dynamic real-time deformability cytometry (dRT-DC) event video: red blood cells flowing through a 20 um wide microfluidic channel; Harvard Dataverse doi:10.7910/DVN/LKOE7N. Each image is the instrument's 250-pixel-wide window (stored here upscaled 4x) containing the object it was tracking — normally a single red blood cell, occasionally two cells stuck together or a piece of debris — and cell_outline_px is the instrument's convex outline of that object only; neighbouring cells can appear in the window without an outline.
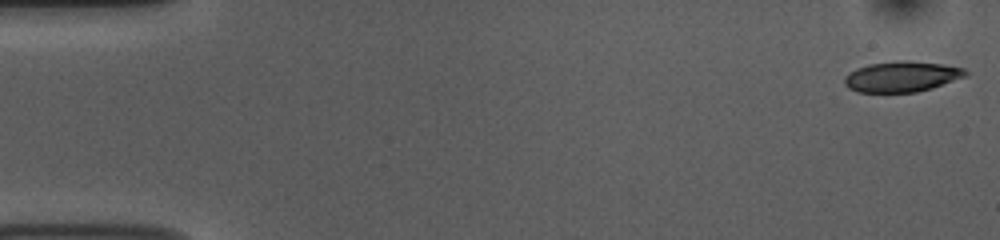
{"species": "common noctule bat (a hibernating species)", "species_latin": "Nyctalus noctula", "temperature_condition": "room temperature", "stored_images_in_passage": 53, "camera_frame_rate_fps": 3000, "um_per_image_px": 0.085, "animal": {"sex": "female", "body_mass_g": 10.0, "forearm_length_mm": 53.1}, "frame": {"image": 1, "passage_image": 1, "time_ms": 0.0, "image_size_px": [1000, 240], "cell_outline_px": [[968, 76], [932, 88], [916, 92], [856, 92], [848, 88], [844, 84], [844, 76], [848, 72], [856, 68], [868, 64], [904, 60], [908, 60], [940, 64], [964, 68], [968, 72]], "centroid_in_image_um": [76.63, 6.51], "position_along_channel_um": 8.4, "area_um2": 21.73}}
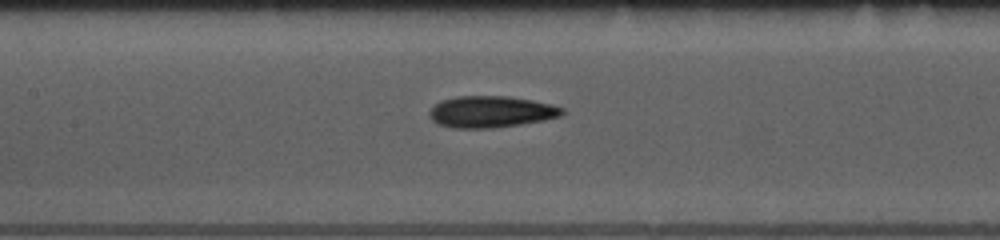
{"frame": {"image": 2, "passage_image": 24, "time_ms": 7.667, "image_size_px": [1000, 240], "cell_outline_px": [[564, 112], [560, 116], [544, 120], [520, 124], [492, 128], [452, 128], [440, 124], [432, 120], [428, 116], [428, 112], [440, 100], [456, 96], [508, 96], [532, 100], [552, 104], [564, 108]], "centroid_in_image_um": [41.72, 9.49], "position_along_channel_um": 165.7, "area_um2": 24.45}}
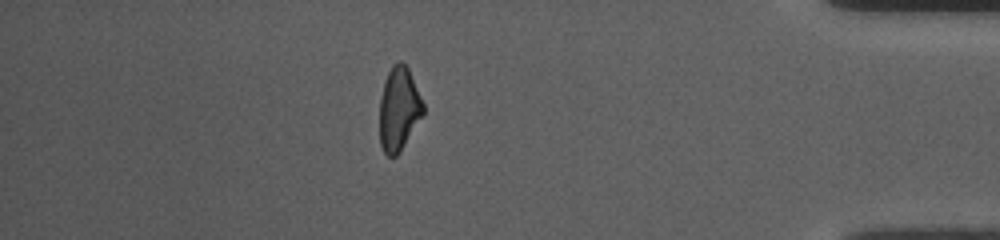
{"frame": {"image": 3, "passage_image": 46, "time_ms": 15.0, "image_size_px": [1000, 240], "cell_outline_px": [[424, 112], [400, 152], [396, 156], [388, 156], [384, 152], [380, 144], [380, 100], [384, 80], [392, 64], [396, 60], [400, 60], [408, 68], [424, 104]], "centroid_in_image_um": [33.89, 9.24], "position_along_channel_um": 401.3, "area_um2": 21.15}, "authors_computed_cell_mechanics": {"area_um2": 22.8888, "velocity_mm_per_s": 3.7611, "shape_relaxation_time_tau1_ms": 4.0888, "shape_relaxation_time_tau2_ms": 4.1092, "deformation_change_tau1": 0.1332, "deformation_change_tau2": 0.1294}}